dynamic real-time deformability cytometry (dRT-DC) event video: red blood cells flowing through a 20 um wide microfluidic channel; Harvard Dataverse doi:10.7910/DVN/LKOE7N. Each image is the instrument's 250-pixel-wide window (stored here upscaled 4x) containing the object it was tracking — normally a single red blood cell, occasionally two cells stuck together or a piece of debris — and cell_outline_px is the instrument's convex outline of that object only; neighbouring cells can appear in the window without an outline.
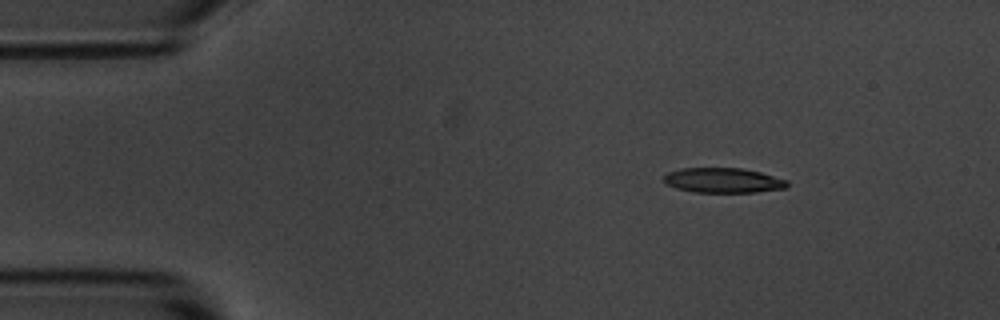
{"species": "common noctule bat (a hibernating species)", "species_latin": "Nyctalus noctula", "temperature_condition": "room temperature", "stored_images_in_passage": 4, "camera_frame_rate_fps": 3000, "um_per_image_px": 0.085, "animal": {"sex": "male", "body_mass_g": 20.1, "forearm_length_mm": 53.5}, "frame": {"image": 1, "passage_image": 1, "time_ms": 0.0, "image_size_px": [1000, 320], "cell_outline_px": [[788, 188], [756, 192], [692, 192], [676, 188], [668, 184], [664, 180], [664, 176], [668, 172], [680, 168], [744, 168], [760, 172], [788, 180]], "centroid_in_image_um": [61.5, 15.33], "position_along_channel_um": 23.5, "area_um2": 17.98}}
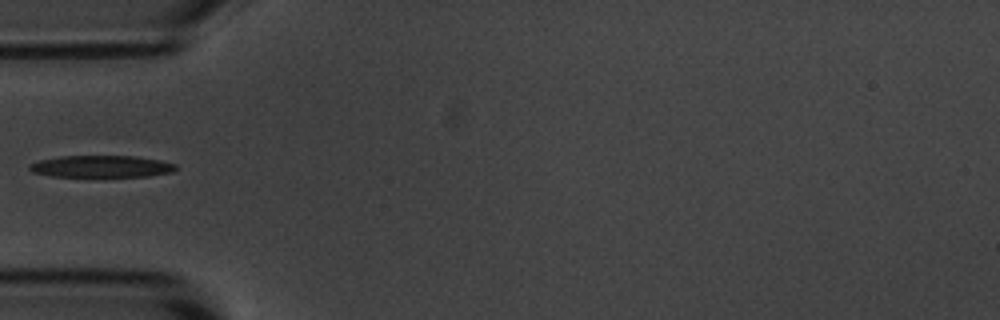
{"frame": {"image": 2, "passage_image": 4, "time_ms": 3.333, "image_size_px": [1000, 320], "cell_outline_px": [[176, 168], [172, 172], [148, 176], [52, 176], [32, 172], [28, 168], [28, 164], [40, 160], [60, 156], [136, 156], [160, 160], [176, 164]], "centroid_in_image_um": [8.6, 14.14], "position_along_channel_um": 76.4, "area_um2": 18.55}}